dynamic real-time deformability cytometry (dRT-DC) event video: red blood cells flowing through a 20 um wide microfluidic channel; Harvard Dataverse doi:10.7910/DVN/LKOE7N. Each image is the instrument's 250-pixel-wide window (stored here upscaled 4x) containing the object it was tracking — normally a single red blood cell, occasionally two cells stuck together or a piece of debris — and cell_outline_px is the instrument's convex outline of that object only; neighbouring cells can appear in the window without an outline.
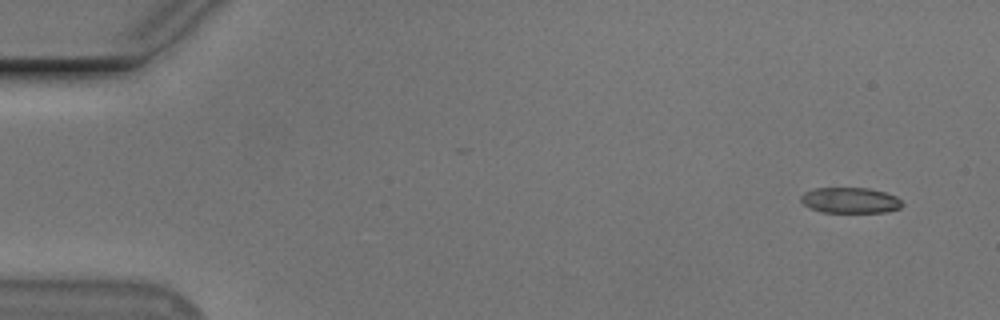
{"species": "Egyptian fruit bat (a non-hibernating species)", "species_latin": "Rousettus aegyptiacus", "temperature_condition": "cold", "stored_images_in_passage": 42, "camera_frame_rate_fps": 3000, "um_per_image_px": 0.085, "animal": {"sex": "male"}, "frame": {"image": 1, "passage_image": 1, "time_ms": 0.0, "image_size_px": [1000, 320], "cell_outline_px": [[904, 204], [900, 208], [884, 212], [824, 212], [812, 208], [804, 204], [800, 200], [800, 196], [804, 192], [816, 188], [868, 188], [884, 192], [896, 196]], "centroid_in_image_um": [72.27, 17.02], "position_along_channel_um": 12.7, "area_um2": 15.03}}
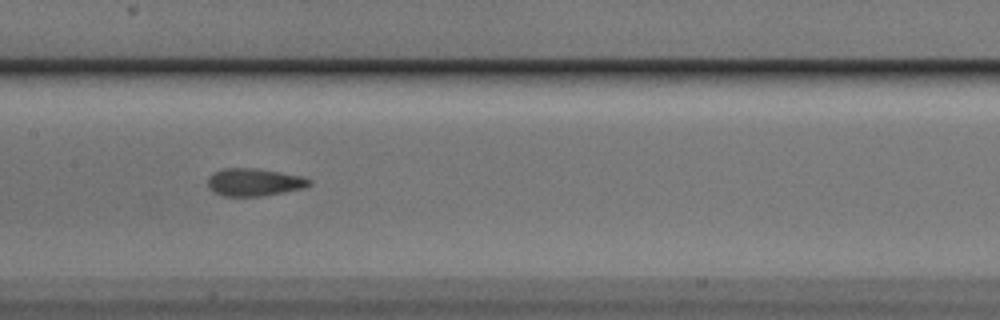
{"frame": {"image": 2, "passage_image": 25, "time_ms": 8.0, "image_size_px": [1000, 320], "cell_outline_px": [[312, 184], [304, 188], [260, 196], [224, 196], [216, 192], [208, 184], [208, 176], [212, 172], [224, 168], [256, 168], [304, 176], [312, 180]], "centroid_in_image_um": [21.64, 15.47], "position_along_channel_um": 185.8, "area_um2": 16.3}}
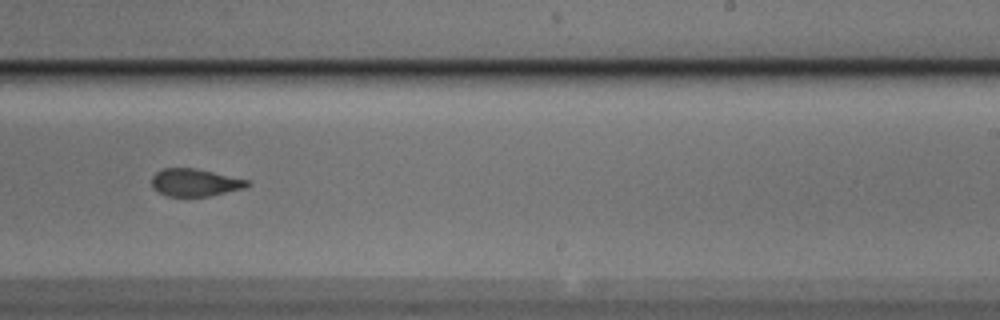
{"frame": {"image": 3, "passage_image": 32, "time_ms": 10.333, "image_size_px": [1000, 320], "cell_outline_px": [[252, 184], [244, 188], [208, 196], [168, 196], [152, 188], [152, 176], [156, 172], [164, 168], [196, 168], [248, 180]], "centroid_in_image_um": [16.57, 15.51], "position_along_channel_um": 272.4, "area_um2": 15.2}}